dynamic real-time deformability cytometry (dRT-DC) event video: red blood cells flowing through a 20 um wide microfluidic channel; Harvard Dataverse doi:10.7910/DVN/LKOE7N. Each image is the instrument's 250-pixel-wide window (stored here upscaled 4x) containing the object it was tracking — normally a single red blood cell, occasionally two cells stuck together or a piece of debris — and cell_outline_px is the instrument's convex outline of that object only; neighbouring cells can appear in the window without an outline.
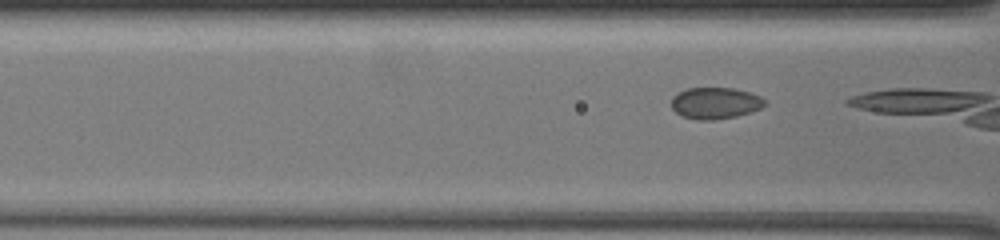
{"species": "common noctule bat (a hibernating species)", "species_latin": "Nyctalus noctula", "temperature_condition": "warm", "stored_images_in_passage": 15, "camera_frame_rate_fps": 3000, "um_per_image_px": 0.085, "animal": {"sex": "female", "body_mass_g": 19.5, "forearm_length_mm": 54.1}, "frame": {"image": 1, "passage_image": 13, "time_ms": 4.0, "image_size_px": [1000, 240], "cell_outline_px": [[764, 104], [760, 108], [752, 112], [736, 116], [712, 120], [696, 120], [684, 116], [676, 112], [672, 108], [672, 96], [676, 92], [688, 88], [732, 88], [748, 92], [760, 96], [764, 100]], "centroid_in_image_um": [60.76, 8.76], "position_along_channel_um": 105.8, "area_um2": 17.05}}